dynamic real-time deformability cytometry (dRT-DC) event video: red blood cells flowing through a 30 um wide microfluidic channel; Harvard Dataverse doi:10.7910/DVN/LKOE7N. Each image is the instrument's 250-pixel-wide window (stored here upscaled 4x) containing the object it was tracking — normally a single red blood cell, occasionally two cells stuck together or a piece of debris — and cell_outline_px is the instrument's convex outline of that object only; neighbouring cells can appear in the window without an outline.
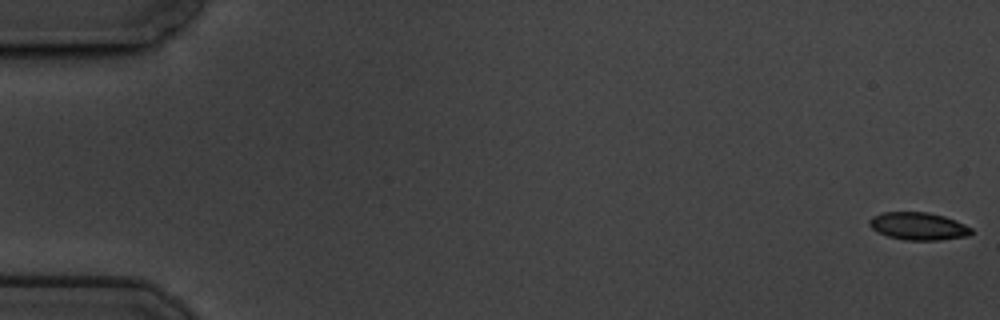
{"species": "common noctule bat (a hibernating species)", "species_latin": "Nyctalus noctula", "temperature_condition": "cold", "stored_images_in_passage": 60, "camera_frame_rate_fps": 3000, "um_per_image_px": 0.085, "animal": {"sex": "male", "body_mass_g": 19.5, "forearm_length_mm": 54.6}, "frame": {"image": 1, "passage_image": 1, "time_ms": 0.0, "image_size_px": [1000, 320], "cell_outline_px": [[972, 232], [968, 236], [940, 240], [904, 240], [888, 236], [872, 228], [868, 224], [868, 220], [872, 216], [884, 212], [928, 212], [944, 216], [956, 220], [972, 228]], "centroid_in_image_um": [78.07, 19.22], "position_along_channel_um": 6.9, "area_um2": 16.42}}
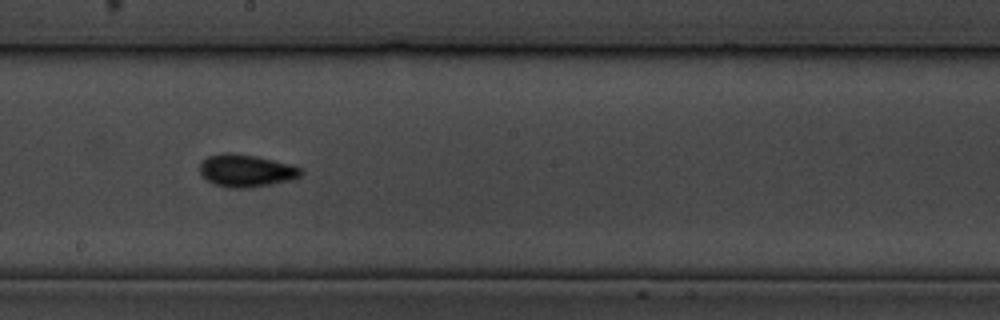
{"frame": {"image": 2, "passage_image": 34, "time_ms": 11.0, "image_size_px": [1000, 320], "cell_outline_px": [[304, 172], [300, 176], [288, 180], [272, 184], [252, 188], [228, 188], [216, 184], [208, 180], [200, 172], [200, 164], [208, 156], [224, 152], [232, 152], [256, 156], [288, 164], [300, 168]], "centroid_in_image_um": [20.91, 14.5], "position_along_channel_um": 227.3, "area_um2": 18.96}}
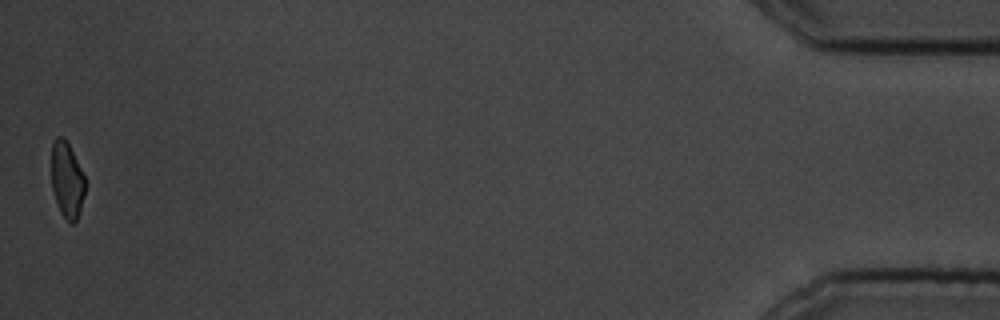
{"frame": {"image": 3, "passage_image": 60, "time_ms": 19.667, "image_size_px": [1000, 320], "cell_outline_px": [[84, 192], [80, 208], [76, 220], [72, 224], [60, 212], [52, 188], [52, 144], [56, 136], [64, 136], [84, 176]], "centroid_in_image_um": [5.67, 15.27], "position_along_channel_um": 429.5, "area_um2": 14.39}, "authors_computed_cell_mechanics": {"area_um2": 17.1955, "velocity_mm_per_s": 3.3681, "shape_relaxation_time_tau1_ms": 3.6942, "shape_relaxation_time_tau2_ms": 3.6185, "deformation_change_tau1": 0.1045, "deformation_change_tau2": 0.0614}}